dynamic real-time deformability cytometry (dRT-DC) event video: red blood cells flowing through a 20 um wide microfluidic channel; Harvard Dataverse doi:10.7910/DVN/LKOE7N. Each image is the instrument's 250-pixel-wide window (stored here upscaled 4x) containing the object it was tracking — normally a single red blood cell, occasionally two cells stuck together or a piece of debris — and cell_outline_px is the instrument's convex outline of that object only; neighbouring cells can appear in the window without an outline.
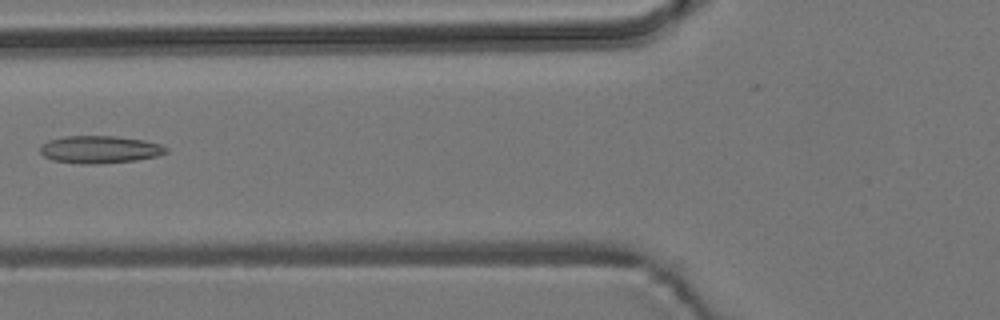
{"species": "common noctule bat (a hibernating species)", "species_latin": "Nyctalus noctula", "temperature_condition": "room temperature", "stored_images_in_passage": 3, "camera_frame_rate_fps": 3000, "um_per_image_px": 0.085, "animal": {"sex": "male", "body_mass_g": 19.2, "forearm_length_mm": 51.8}, "frame": {"image": 1, "passage_image": 2, "time_ms": 1.333, "image_size_px": [1000, 320], "cell_outline_px": [[168, 152], [156, 156], [136, 160], [92, 164], [80, 164], [52, 160], [44, 156], [40, 152], [40, 144], [48, 140], [64, 136], [116, 136], [144, 140], [160, 144], [168, 148]], "centroid_in_image_um": [8.45, 12.7], "position_along_channel_um": 117.3, "area_um2": 20.23}}
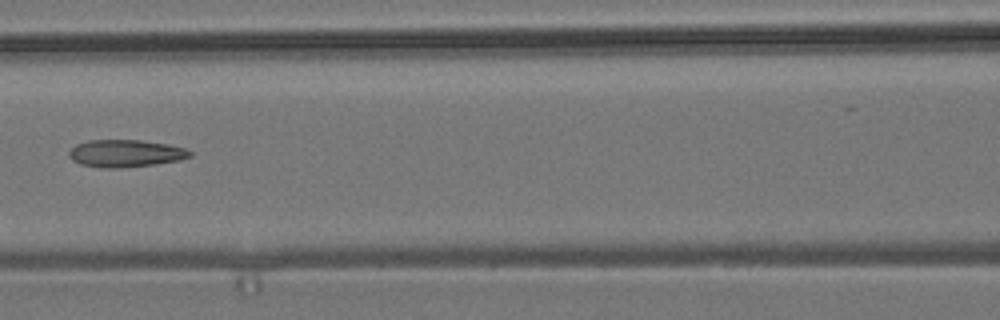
{"frame": {"image": 2, "passage_image": 3, "time_ms": 2.333, "image_size_px": [1000, 320], "cell_outline_px": [[192, 156], [180, 160], [152, 164], [116, 168], [100, 168], [80, 164], [72, 160], [68, 156], [68, 152], [76, 144], [88, 140], [140, 140], [168, 144], [184, 148], [192, 152]], "centroid_in_image_um": [10.64, 13.03], "position_along_channel_um": 156.0, "area_um2": 19.25}}